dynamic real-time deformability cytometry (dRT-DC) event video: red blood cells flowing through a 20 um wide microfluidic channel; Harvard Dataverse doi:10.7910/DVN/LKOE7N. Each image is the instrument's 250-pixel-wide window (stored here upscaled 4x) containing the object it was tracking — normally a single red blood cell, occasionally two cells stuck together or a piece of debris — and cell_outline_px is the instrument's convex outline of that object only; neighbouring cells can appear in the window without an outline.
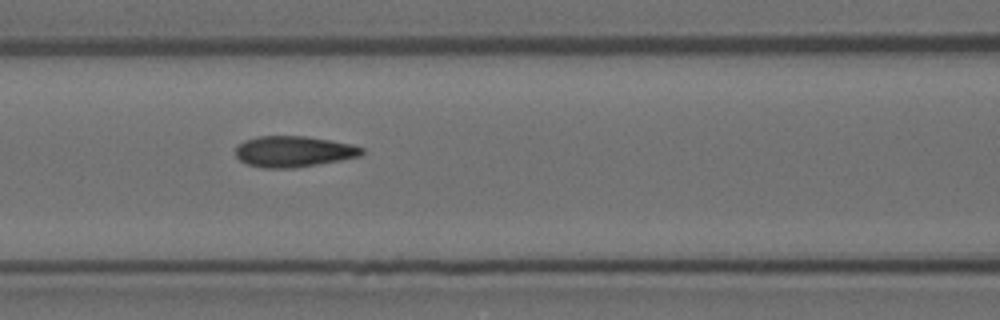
{"species": "Egyptian fruit bat (a non-hibernating species)", "species_latin": "Rousettus aegyptiacus", "temperature_condition": "room temperature", "stored_images_in_passage": 8, "camera_frame_rate_fps": 3000, "um_per_image_px": 0.085, "animal": {"sex": "female"}, "frame": {"image": 1, "passage_image": 7, "time_ms": 7.0, "image_size_px": [1000, 320], "cell_outline_px": [[364, 152], [360, 156], [340, 160], [296, 168], [264, 168], [248, 164], [240, 160], [236, 156], [236, 148], [244, 140], [256, 136], [304, 136], [352, 144], [364, 148]], "centroid_in_image_um": [24.95, 12.88], "position_along_channel_um": 141.6, "area_um2": 22.72}}
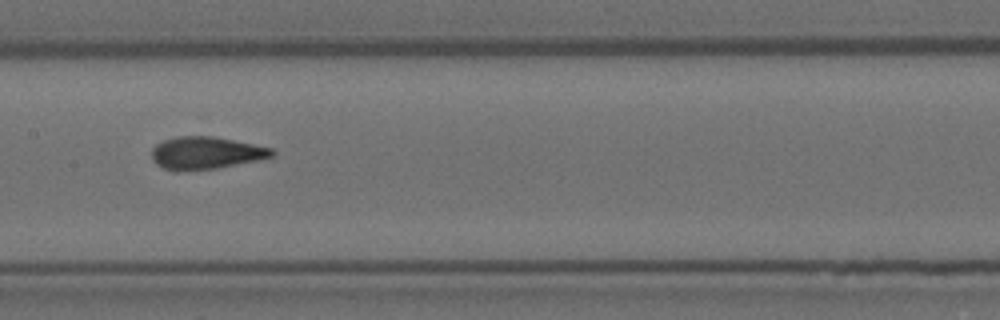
{"frame": {"image": 2, "passage_image": 8, "time_ms": 8.333, "image_size_px": [1000, 320], "cell_outline_px": [[276, 152], [272, 156], [256, 160], [216, 168], [176, 172], [164, 168], [156, 164], [152, 160], [152, 148], [156, 144], [164, 140], [180, 136], [212, 136], [272, 148]], "centroid_in_image_um": [17.45, 13.01], "position_along_channel_um": 190.0, "area_um2": 22.54}}